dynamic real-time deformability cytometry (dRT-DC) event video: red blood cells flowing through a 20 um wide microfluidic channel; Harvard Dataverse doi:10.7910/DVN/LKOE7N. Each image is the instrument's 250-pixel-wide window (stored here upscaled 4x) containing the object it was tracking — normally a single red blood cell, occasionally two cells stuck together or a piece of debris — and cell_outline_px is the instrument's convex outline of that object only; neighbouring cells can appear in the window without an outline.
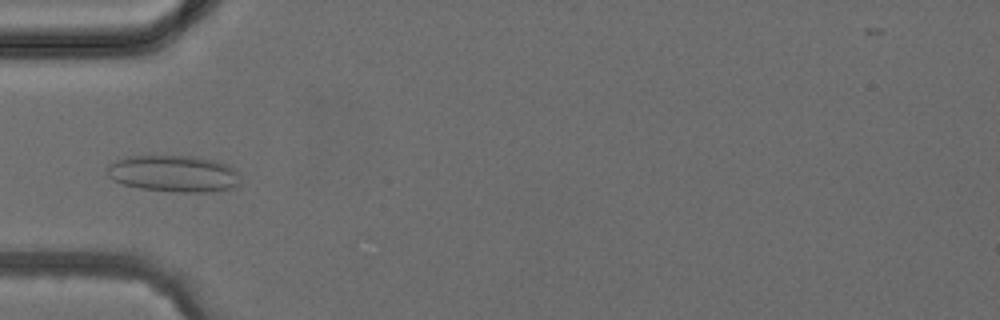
{"species": "common noctule bat (a hibernating species)", "species_latin": "Nyctalus noctula", "temperature_condition": "cold", "stored_images_in_passage": 3, "camera_frame_rate_fps": 3000, "um_per_image_px": 0.085, "animal": {"sex": "female", "body_mass_g": 24.6, "forearm_length_mm": 56.2}, "frame": {"image": 1, "passage_image": 3, "time_ms": 3.0, "image_size_px": [1000, 320], "cell_outline_px": [[240, 184], [236, 188], [208, 192], [180, 192], [140, 188], [124, 184], [112, 180], [104, 172], [108, 164], [116, 160], [128, 156], [196, 156], [216, 160], [240, 172]], "centroid_in_image_um": [14.78, 14.76], "position_along_channel_um": 70.2, "area_um2": 28.84}}